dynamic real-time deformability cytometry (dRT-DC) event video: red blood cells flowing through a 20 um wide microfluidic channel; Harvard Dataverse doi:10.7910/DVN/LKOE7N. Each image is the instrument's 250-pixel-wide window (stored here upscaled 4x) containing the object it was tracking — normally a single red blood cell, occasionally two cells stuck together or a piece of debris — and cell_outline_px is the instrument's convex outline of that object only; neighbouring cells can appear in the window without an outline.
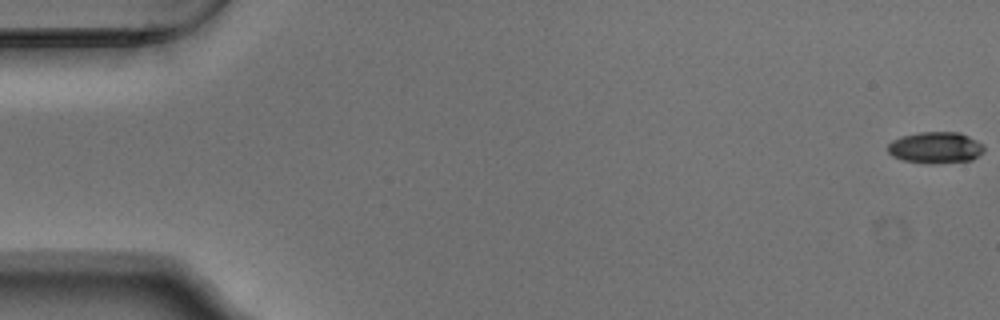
{"species": "Egyptian fruit bat (a non-hibernating species)", "species_latin": "Rousettus aegyptiacus", "temperature_condition": "warm", "stored_images_in_passage": 55, "camera_frame_rate_fps": 3000, "um_per_image_px": 0.085, "animal": {"sex": "male"}, "frame": {"image": 1, "passage_image": 1, "time_ms": 0.0, "image_size_px": [1000, 320], "cell_outline_px": [[984, 152], [972, 160], [904, 160], [892, 156], [888, 152], [888, 144], [892, 140], [900, 136], [920, 132], [960, 132], [984, 144]], "centroid_in_image_um": [79.53, 12.47], "position_along_channel_um": 5.5, "area_um2": 16.76}}
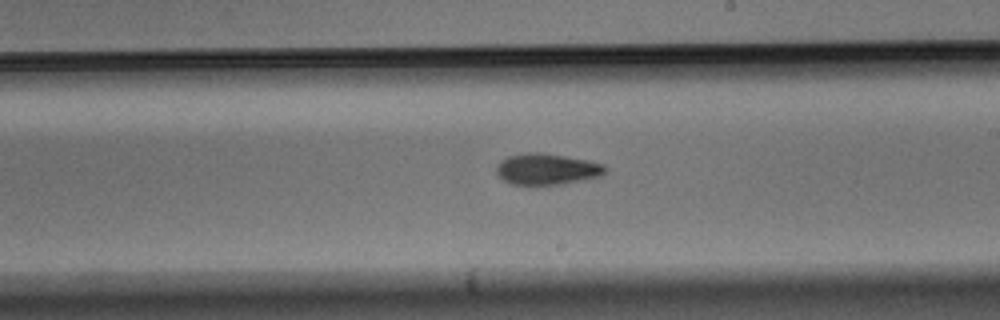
{"frame": {"image": 2, "passage_image": 32, "time_ms": 10.333, "image_size_px": [1000, 320], "cell_outline_px": [[608, 168], [600, 176], [560, 184], [512, 184], [504, 180], [496, 172], [496, 164], [500, 160], [508, 156], [524, 152], [540, 152], [588, 160], [604, 164]], "centroid_in_image_um": [46.46, 14.35], "position_along_channel_um": 242.5, "area_um2": 19.65}}
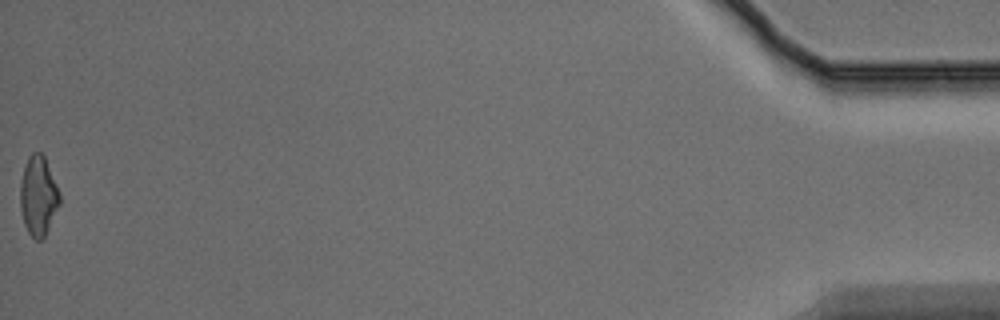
{"frame": {"image": 3, "passage_image": 55, "time_ms": 18.0, "image_size_px": [1000, 320], "cell_outline_px": [[60, 204], [44, 236], [40, 240], [36, 240], [28, 232], [24, 224], [20, 208], [20, 184], [24, 168], [28, 156], [32, 152], [40, 152], [44, 156], [60, 192]], "centroid_in_image_um": [3.25, 16.64], "position_along_channel_um": 431.9, "area_um2": 18.15}, "authors_computed_cell_mechanics": {"area_um2": 18.7272, "velocity_mm_per_s": 3.758, "shape_relaxation_time_tau1_ms": 4.0069, "shape_relaxation_time_tau2_ms": 5.4207, "deformation_change_tau1": 0.154, "deformation_change_tau2": 0.1236}}